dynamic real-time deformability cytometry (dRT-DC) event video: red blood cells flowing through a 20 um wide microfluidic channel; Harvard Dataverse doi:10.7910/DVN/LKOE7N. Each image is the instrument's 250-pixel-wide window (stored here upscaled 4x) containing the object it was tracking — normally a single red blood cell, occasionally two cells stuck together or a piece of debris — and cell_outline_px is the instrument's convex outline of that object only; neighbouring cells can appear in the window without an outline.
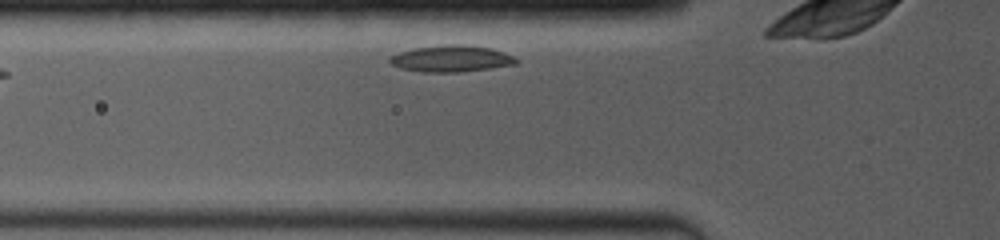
{"species": "common noctule bat (a hibernating species)", "species_latin": "Nyctalus noctula", "temperature_condition": "room temperature", "stored_images_in_passage": 24, "camera_frame_rate_fps": 4000, "um_per_image_px": 0.085, "animal": {"sex": "female", "body_mass_g": 19.0, "forearm_length_mm": 53.3}, "frame": {"image": 1, "passage_image": 3, "time_ms": 0.75, "image_size_px": [1000, 240], "cell_outline_px": [[516, 64], [460, 72], [424, 72], [400, 68], [392, 64], [388, 60], [392, 56], [400, 52], [412, 48], [448, 44], [464, 44], [492, 48], [504, 52], [512, 56], [516, 60]], "centroid_in_image_um": [38.34, 4.97], "position_along_channel_um": 87.5, "area_um2": 19.36}}
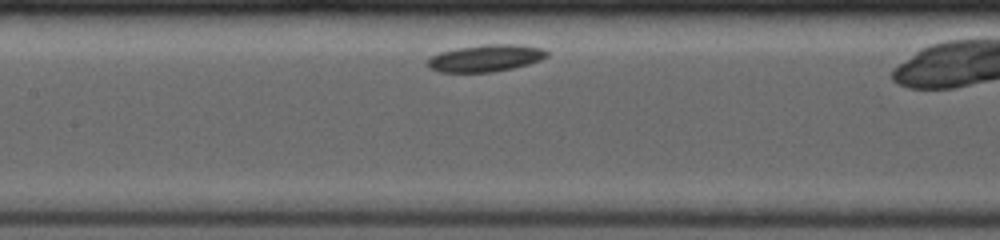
{"frame": {"image": 2, "passage_image": 10, "time_ms": 3.0, "image_size_px": [1000, 240], "cell_outline_px": [[548, 56], [540, 60], [528, 64], [512, 68], [492, 72], [440, 72], [428, 68], [428, 60], [432, 56], [440, 52], [456, 48], [484, 44], [520, 44], [544, 48], [548, 52]], "centroid_in_image_um": [41.3, 4.93], "position_along_channel_um": 166.1, "area_um2": 18.84}}
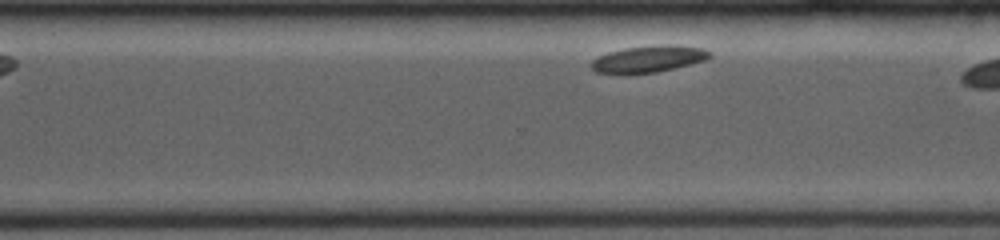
{"frame": {"image": 3, "passage_image": 23, "time_ms": 7.25, "image_size_px": [1000, 240], "cell_outline_px": [[712, 56], [704, 60], [656, 72], [596, 72], [592, 68], [592, 60], [608, 52], [628, 48], [660, 44], [672, 44], [700, 48], [708, 52]], "centroid_in_image_um": [55.14, 4.98], "position_along_channel_um": 315.5, "area_um2": 17.57}}